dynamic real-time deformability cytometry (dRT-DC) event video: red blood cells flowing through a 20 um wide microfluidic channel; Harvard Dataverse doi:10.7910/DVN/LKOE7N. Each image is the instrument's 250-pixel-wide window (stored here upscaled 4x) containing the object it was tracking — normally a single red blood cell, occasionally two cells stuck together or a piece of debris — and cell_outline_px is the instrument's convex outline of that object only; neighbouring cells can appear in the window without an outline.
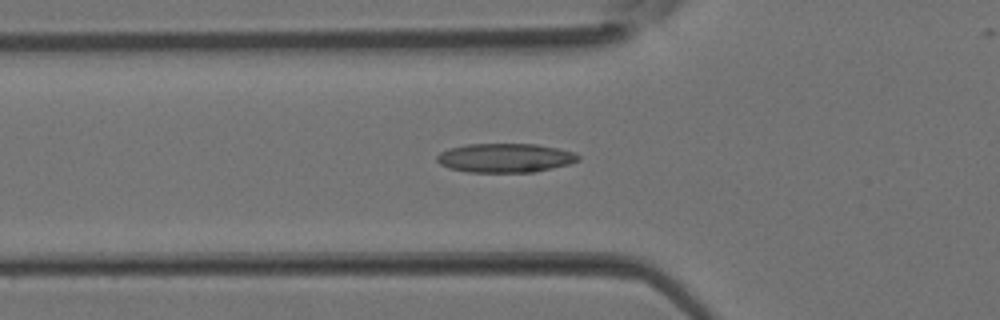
{"species": "Egyptian fruit bat (a non-hibernating species)", "species_latin": "Rousettus aegyptiacus", "temperature_condition": "room temperature", "stored_images_in_passage": 27, "camera_frame_rate_fps": 3000, "um_per_image_px": 0.085, "animal": {"sex": "female"}, "frame": {"image": 1, "passage_image": 2, "time_ms": 0.333, "image_size_px": [1000, 320], "cell_outline_px": [[580, 160], [568, 164], [552, 168], [532, 172], [468, 172], [448, 168], [440, 164], [436, 160], [436, 156], [440, 152], [448, 148], [464, 144], [536, 144], [556, 148], [572, 152], [580, 156]], "centroid_in_image_um": [42.89, 13.42], "position_along_channel_um": 82.9, "area_um2": 23.93}}
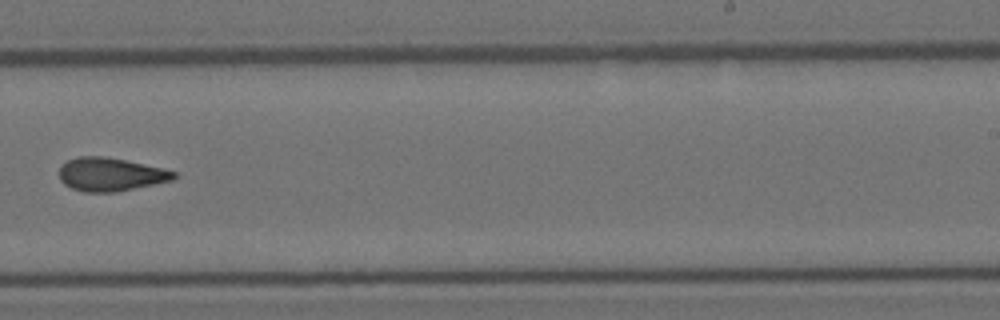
{"frame": {"image": 2, "passage_image": 13, "time_ms": 4.0, "image_size_px": [1000, 320], "cell_outline_px": [[176, 176], [172, 180], [116, 192], [84, 192], [72, 188], [64, 184], [60, 180], [60, 164], [76, 156], [104, 156], [124, 160], [160, 168], [176, 172]], "centroid_in_image_um": [9.33, 14.82], "position_along_channel_um": 279.7, "area_um2": 22.08}}
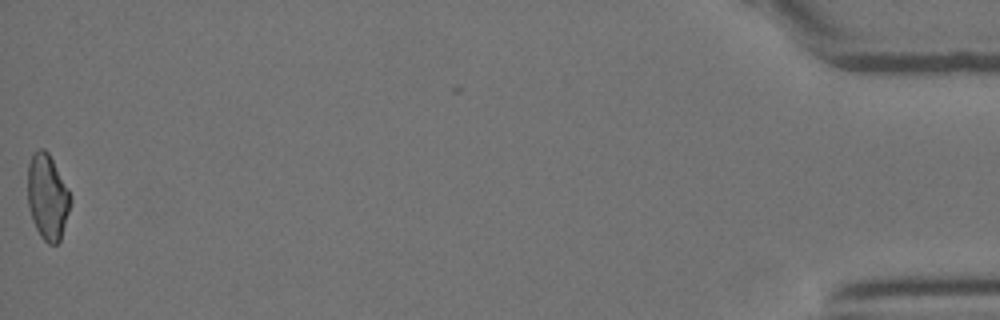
{"frame": {"image": 3, "passage_image": 27, "time_ms": 8.667, "image_size_px": [1000, 320], "cell_outline_px": [[72, 200], [60, 240], [56, 244], [48, 244], [40, 236], [32, 220], [28, 204], [28, 164], [32, 152], [40, 148], [44, 148], [48, 152], [68, 188]], "centroid_in_image_um": [4.03, 16.72], "position_along_channel_um": 431.2, "area_um2": 21.33}}